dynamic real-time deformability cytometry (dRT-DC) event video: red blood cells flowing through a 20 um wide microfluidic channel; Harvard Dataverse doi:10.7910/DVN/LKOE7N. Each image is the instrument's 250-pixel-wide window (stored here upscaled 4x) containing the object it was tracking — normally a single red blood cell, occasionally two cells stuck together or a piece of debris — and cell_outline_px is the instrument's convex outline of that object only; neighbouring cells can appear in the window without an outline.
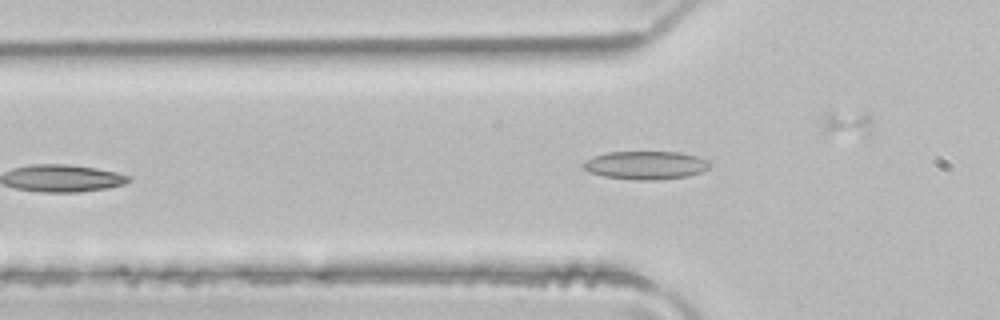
{"species": "common noctule bat (a hibernating species)", "species_latin": "Nyctalus noctula", "temperature_condition": "room temperature", "stored_images_in_passage": 5, "camera_frame_rate_fps": 3000, "um_per_image_px": 0.085, "animal": {"sex": "male", "body_mass_g": 21.5, "forearm_length_mm": 52.0}, "frame": {"image": 1, "passage_image": 4, "time_ms": 1.0, "image_size_px": [1000, 320], "cell_outline_px": [[712, 164], [708, 168], [700, 172], [688, 176], [656, 180], [640, 180], [604, 176], [588, 172], [580, 164], [584, 160], [592, 156], [608, 152], [680, 152], [696, 156], [708, 160]], "centroid_in_image_um": [54.86, 14.03], "position_along_channel_um": 70.9, "area_um2": 20.92}}